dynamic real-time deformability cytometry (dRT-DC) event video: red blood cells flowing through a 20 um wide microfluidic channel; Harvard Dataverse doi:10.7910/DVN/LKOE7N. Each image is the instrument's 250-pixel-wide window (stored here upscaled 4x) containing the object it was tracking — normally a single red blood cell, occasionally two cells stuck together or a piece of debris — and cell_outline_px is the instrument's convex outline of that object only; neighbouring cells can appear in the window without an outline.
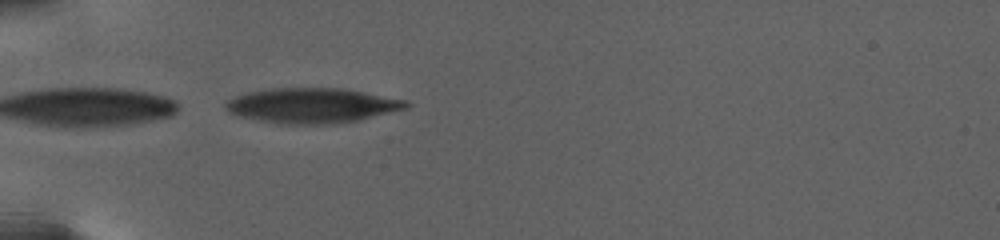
{"species": "human", "species_latin": "Homo sapiens", "temperature_condition": "warm", "stored_images_in_passage": 11, "camera_frame_rate_fps": 3000, "um_per_image_px": 0.085, "donor": {"sex": "female"}, "frame": {"image": 1, "passage_image": 1, "time_ms": 0.0, "image_size_px": [1000, 240], "cell_outline_px": [[408, 108], [356, 120], [336, 124], [280, 124], [240, 116], [228, 112], [224, 104], [228, 100], [236, 96], [248, 92], [272, 88], [340, 88], [404, 100], [408, 104]], "centroid_in_image_um": [26.47, 8.97], "position_along_channel_um": 58.5, "area_um2": 36.3}}
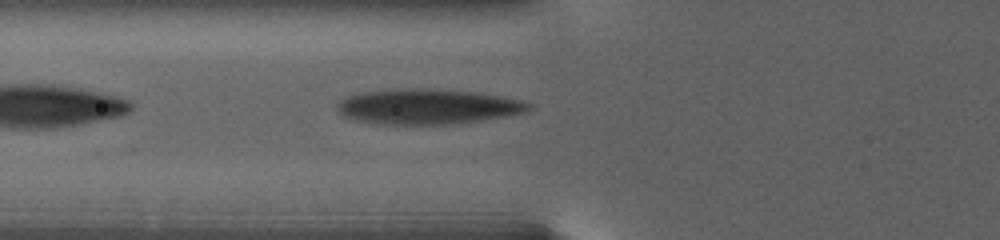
{"frame": {"image": 2, "passage_image": 5, "time_ms": 1.667, "image_size_px": [1000, 240], "cell_outline_px": [[532, 108], [524, 112], [504, 116], [480, 120], [444, 124], [380, 124], [356, 120], [344, 116], [336, 108], [340, 100], [348, 96], [364, 92], [472, 92], [500, 96], [520, 100], [532, 104]], "centroid_in_image_um": [36.37, 9.12], "position_along_channel_um": 89.4, "area_um2": 36.88}}
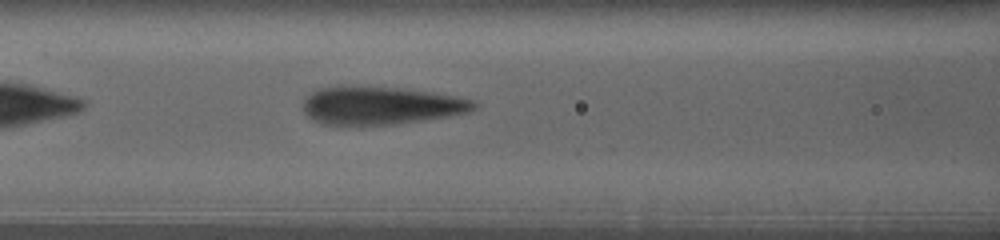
{"frame": {"image": 3, "passage_image": 11, "time_ms": 3.333, "image_size_px": [1000, 240], "cell_outline_px": [[476, 108], [468, 112], [448, 116], [396, 124], [360, 128], [340, 128], [324, 124], [308, 116], [304, 112], [304, 100], [312, 92], [320, 88], [396, 88], [424, 92], [472, 100], [476, 104]], "centroid_in_image_um": [32.28, 9.06], "position_along_channel_um": 134.3, "area_um2": 37.4}}